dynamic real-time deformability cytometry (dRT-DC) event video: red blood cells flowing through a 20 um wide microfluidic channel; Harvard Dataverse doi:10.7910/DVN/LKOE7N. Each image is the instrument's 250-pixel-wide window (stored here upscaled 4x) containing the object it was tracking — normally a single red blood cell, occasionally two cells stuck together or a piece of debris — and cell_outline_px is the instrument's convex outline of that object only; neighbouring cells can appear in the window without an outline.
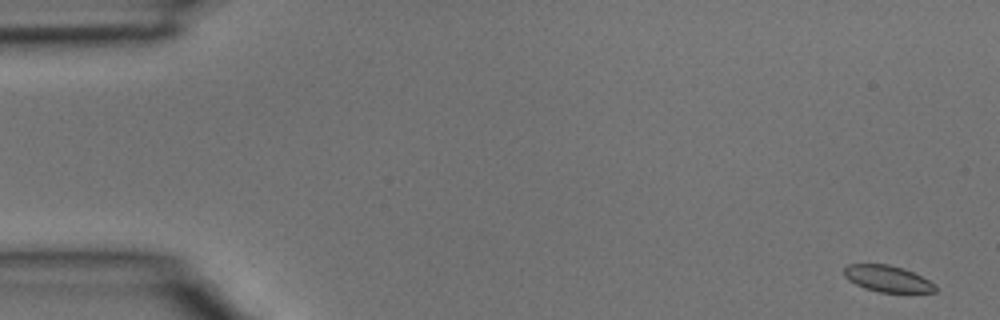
{"species": "common noctule bat (a hibernating species)", "species_latin": "Nyctalus noctula", "temperature_condition": "room temperature", "stored_images_in_passage": 4, "segment_of_instrument_passage": [1, 2], "camera_frame_rate_fps": 3000, "um_per_image_px": 0.085, "animal": {"sex": "male", "body_mass_g": 15.6}, "frame": {"image": 1, "passage_image": 1, "time_ms": 0.0, "image_size_px": [1000, 320], "cell_outline_px": [[936, 292], [880, 292], [864, 288], [848, 280], [844, 276], [844, 268], [848, 264], [888, 264], [904, 268], [936, 284]], "centroid_in_image_um": [75.42, 23.68], "position_along_channel_um": 9.6, "area_um2": 13.99}}